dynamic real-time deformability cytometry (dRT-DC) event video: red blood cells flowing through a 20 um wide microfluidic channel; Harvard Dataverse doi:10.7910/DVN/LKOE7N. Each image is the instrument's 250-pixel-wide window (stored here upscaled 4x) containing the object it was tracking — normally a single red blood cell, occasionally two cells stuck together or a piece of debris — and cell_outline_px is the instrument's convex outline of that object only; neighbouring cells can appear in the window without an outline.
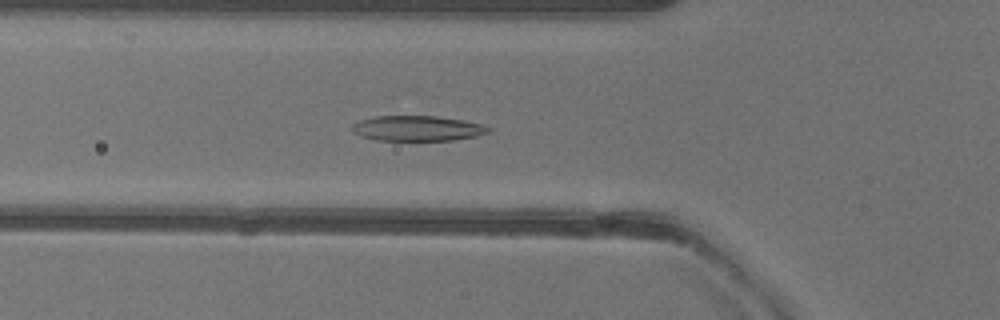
{"species": "common noctule bat (a hibernating species)", "species_latin": "Nyctalus noctula", "temperature_condition": "warm", "stored_images_in_passage": 51, "camera_frame_rate_fps": 3000, "um_per_image_px": 0.085, "animal": {"sex": "female"}, "frame": {"image": 1, "passage_image": 18, "time_ms": 5.667, "image_size_px": [1000, 320], "cell_outline_px": [[492, 128], [488, 132], [476, 136], [452, 140], [376, 140], [360, 136], [352, 132], [352, 124], [360, 120], [376, 116], [436, 116], [460, 120], [480, 124]], "centroid_in_image_um": [35.43, 10.91], "position_along_channel_um": 90.4, "area_um2": 19.88}}
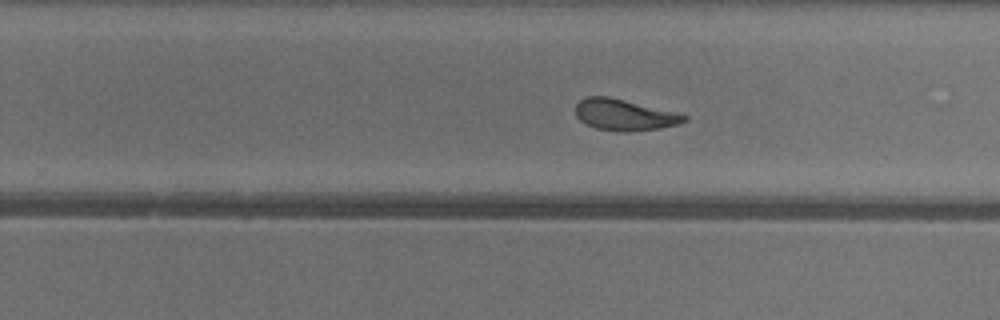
{"frame": {"image": 2, "passage_image": 32, "time_ms": 10.333, "image_size_px": [1000, 320], "cell_outline_px": [[688, 120], [676, 124], [660, 128], [628, 132], [620, 132], [596, 128], [580, 120], [576, 116], [576, 104], [580, 100], [588, 96], [608, 96], [676, 112], [688, 116]], "centroid_in_image_um": [53.07, 9.76], "position_along_channel_um": 276.7, "area_um2": 19.65}}
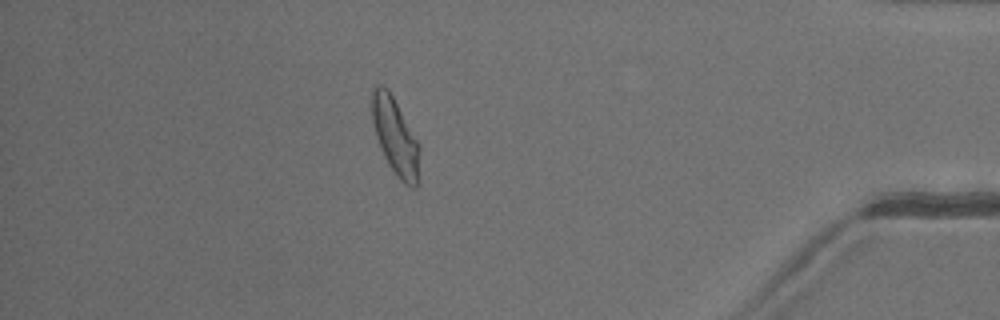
{"frame": {"image": 3, "passage_image": 45, "time_ms": 14.667, "image_size_px": [1000, 320], "cell_outline_px": [[420, 148], [416, 188], [412, 188], [404, 184], [400, 180], [388, 164], [380, 148], [376, 136], [372, 120], [372, 88], [376, 84], [380, 84], [388, 88], [420, 144]], "centroid_in_image_um": [33.59, 11.58], "position_along_channel_um": 401.6, "area_um2": 21.33}, "authors_computed_cell_mechanics": {"area_um2": 21.3282, "velocity_mm_per_s": 3.9906, "shape_relaxation_time_tau1_ms": 4.3359, "shape_relaxation_time_tau2_ms": 1.4878, "deformation_change_tau1": 0.1638, "deformation_change_tau2": 0.0809}}